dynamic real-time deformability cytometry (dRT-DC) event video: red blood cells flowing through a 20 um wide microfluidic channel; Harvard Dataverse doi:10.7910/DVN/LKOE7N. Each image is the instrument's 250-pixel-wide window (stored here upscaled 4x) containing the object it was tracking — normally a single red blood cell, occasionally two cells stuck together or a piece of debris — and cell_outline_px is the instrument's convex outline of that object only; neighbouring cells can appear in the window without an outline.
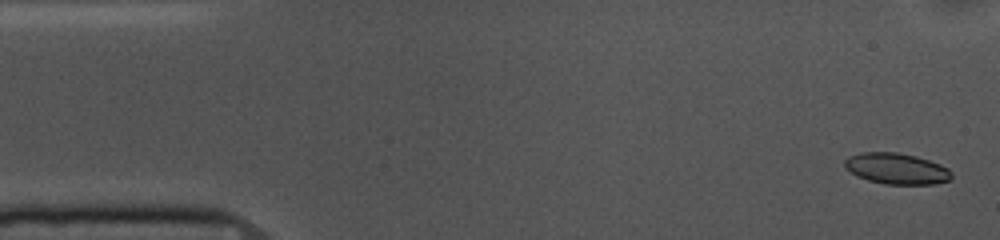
{"species": "common noctule bat (a hibernating species)", "species_latin": "Nyctalus noctula", "temperature_condition": "cold", "stored_images_in_passage": 54, "camera_frame_rate_fps": 3000, "um_per_image_px": 0.085, "animal": {"sex": "female", "body_mass_g": 10.0, "forearm_length_mm": 53.1}, "frame": {"image": 1, "passage_image": 2, "time_ms": 0.333, "image_size_px": [1000, 240], "cell_outline_px": [[952, 176], [948, 180], [936, 184], [884, 184], [868, 180], [856, 176], [844, 164], [844, 160], [848, 156], [860, 152], [896, 152], [916, 156], [940, 164], [948, 168], [952, 172]], "centroid_in_image_um": [76.21, 14.33], "position_along_channel_um": 8.8, "area_um2": 19.31}}
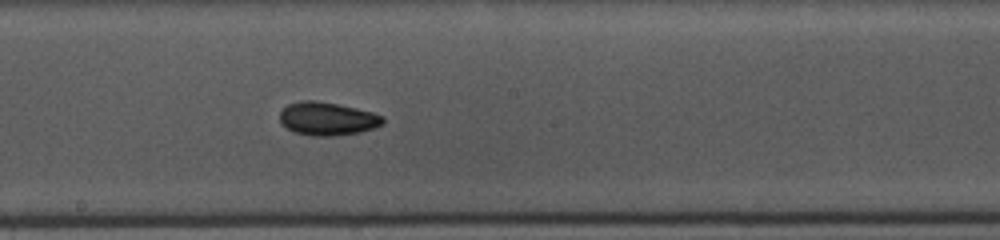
{"frame": {"image": 2, "passage_image": 28, "time_ms": 9.0, "image_size_px": [1000, 240], "cell_outline_px": [[384, 124], [360, 132], [336, 136], [312, 136], [292, 132], [280, 124], [280, 112], [288, 104], [304, 100], [316, 100], [356, 108], [372, 112], [384, 116]], "centroid_in_image_um": [27.81, 10.1], "position_along_channel_um": 220.4, "area_um2": 20.11}}
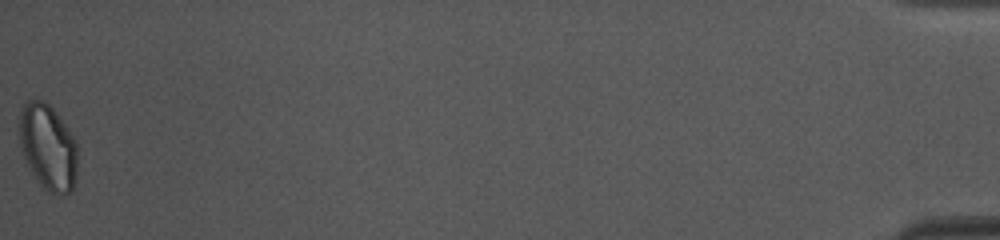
{"frame": {"image": 3, "passage_image": 54, "time_ms": 17.667, "image_size_px": [1000, 240], "cell_outline_px": [[76, 176], [72, 192], [64, 196], [56, 196], [48, 192], [40, 184], [32, 172], [24, 156], [20, 144], [20, 112], [24, 104], [28, 100], [44, 100], [56, 112], [76, 140]], "centroid_in_image_um": [4.1, 12.54], "position_along_channel_um": 431.1, "area_um2": 29.02}, "authors_computed_cell_mechanics": {"area_um2": 19.7387, "velocity_mm_per_s": 3.6608, "shape_relaxation_time_tau1_ms": 3.2821, "shape_relaxation_time_tau2_ms": 5.4295, "deformation_change_tau1": 0.0856, "deformation_change_tau2": 0.0692}}